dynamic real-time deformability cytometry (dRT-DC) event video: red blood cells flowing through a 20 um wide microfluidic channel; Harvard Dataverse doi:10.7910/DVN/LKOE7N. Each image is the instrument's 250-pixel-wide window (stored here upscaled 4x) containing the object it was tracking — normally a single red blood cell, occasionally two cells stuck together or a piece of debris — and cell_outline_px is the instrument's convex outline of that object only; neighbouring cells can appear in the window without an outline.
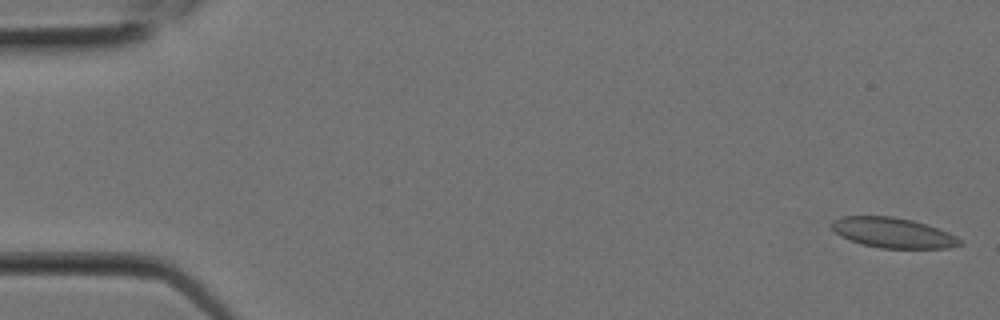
{"species": "Egyptian fruit bat (a non-hibernating species)", "species_latin": "Rousettus aegyptiacus", "temperature_condition": "room temperature", "stored_images_in_passage": 7, "camera_frame_rate_fps": 3000, "um_per_image_px": 0.085, "animal": {"sex": "female"}, "frame": {"image": 1, "passage_image": 1, "time_ms": 0.0, "image_size_px": [1000, 320], "cell_outline_px": [[964, 244], [948, 248], [880, 248], [864, 244], [852, 240], [836, 232], [828, 224], [832, 220], [844, 216], [892, 216], [912, 220], [948, 232], [956, 236]], "centroid_in_image_um": [75.91, 19.78], "position_along_channel_um": 9.1, "area_um2": 22.25}}
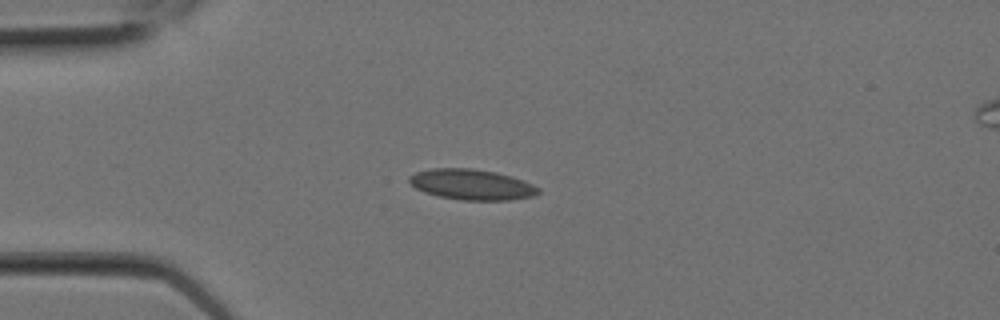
{"frame": {"image": 2, "passage_image": 6, "time_ms": 1.667, "image_size_px": [1000, 320], "cell_outline_px": [[540, 192], [532, 196], [508, 200], [464, 200], [440, 196], [424, 192], [416, 188], [408, 180], [408, 176], [416, 172], [432, 168], [472, 168], [496, 172], [512, 176], [524, 180], [540, 188]], "centroid_in_image_um": [40.1, 15.67], "position_along_channel_um": 44.9, "area_um2": 22.95}}